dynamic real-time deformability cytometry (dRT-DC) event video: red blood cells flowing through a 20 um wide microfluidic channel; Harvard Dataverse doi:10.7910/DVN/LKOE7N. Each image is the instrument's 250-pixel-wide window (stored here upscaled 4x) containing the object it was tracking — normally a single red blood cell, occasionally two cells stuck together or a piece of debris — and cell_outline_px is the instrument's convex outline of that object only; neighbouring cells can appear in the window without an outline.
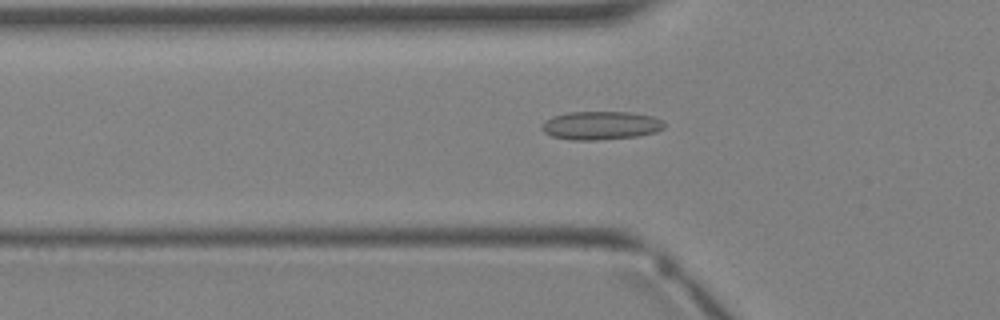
{"species": "Egyptian fruit bat (a non-hibernating species)", "species_latin": "Rousettus aegyptiacus", "temperature_condition": "warm", "stored_images_in_passage": 5, "camera_frame_rate_fps": 3000, "um_per_image_px": 0.085, "animal": {"sex": "female"}, "frame": {"image": 1, "passage_image": 5, "time_ms": 5.667, "image_size_px": [1000, 320], "cell_outline_px": [[664, 128], [656, 132], [636, 136], [596, 140], [572, 140], [552, 136], [544, 132], [540, 128], [540, 124], [552, 116], [568, 112], [628, 112], [652, 116], [660, 120], [664, 124]], "centroid_in_image_um": [51.01, 10.66], "position_along_channel_um": 74.8, "area_um2": 20.23}}